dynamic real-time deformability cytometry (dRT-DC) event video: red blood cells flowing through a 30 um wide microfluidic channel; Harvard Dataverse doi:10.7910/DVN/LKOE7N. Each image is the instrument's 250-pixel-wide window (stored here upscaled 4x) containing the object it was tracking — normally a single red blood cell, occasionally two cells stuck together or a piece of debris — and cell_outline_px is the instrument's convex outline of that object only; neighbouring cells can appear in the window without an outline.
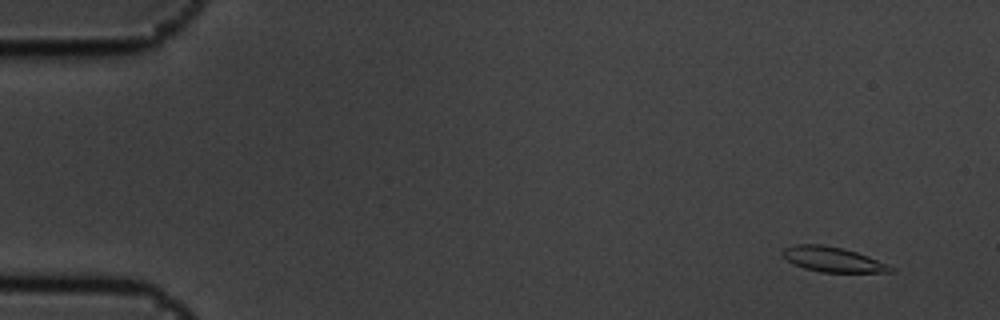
{"species": "common noctule bat (a hibernating species)", "species_latin": "Nyctalus noctula", "temperature_condition": "cold", "stored_images_in_passage": 7, "camera_frame_rate_fps": 3000, "um_per_image_px": 0.085, "animal": {"sex": "male", "body_mass_g": 19.5, "forearm_length_mm": 54.6}, "frame": {"image": 1, "passage_image": 2, "time_ms": 0.333, "image_size_px": [1000, 320], "cell_outline_px": [[896, 272], [820, 272], [804, 268], [792, 264], [780, 252], [784, 248], [796, 244], [824, 244], [844, 248], [868, 256], [888, 264], [896, 268]], "centroid_in_image_um": [70.8, 22.05], "position_along_channel_um": 14.2, "area_um2": 15.9}}
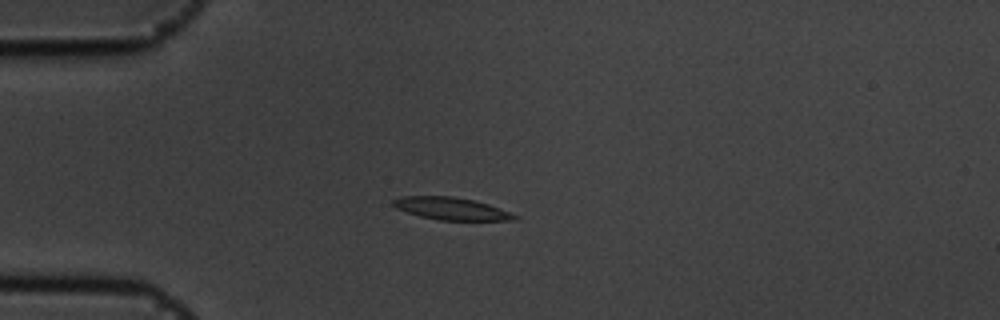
{"frame": {"image": 2, "passage_image": 5, "time_ms": 1.333, "image_size_px": [1000, 320], "cell_outline_px": [[520, 216], [516, 220], [440, 220], [420, 216], [396, 208], [392, 204], [392, 200], [400, 196], [452, 196], [476, 200], [500, 208]], "centroid_in_image_um": [38.38, 17.72], "position_along_channel_um": 46.6, "area_um2": 15.9}}
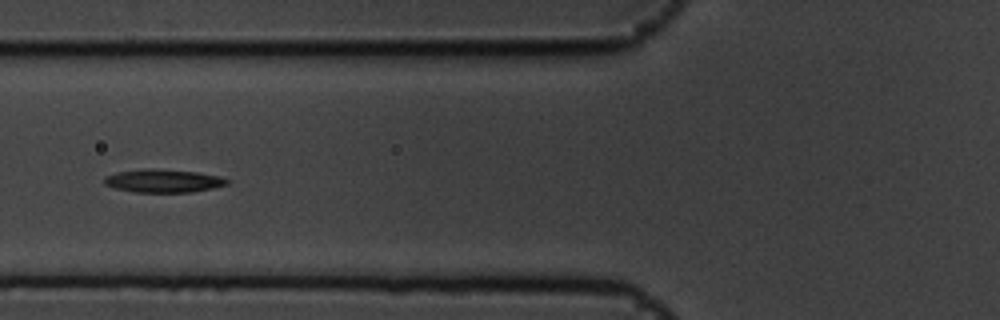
{"frame": {"image": 3, "passage_image": 7, "time_ms": 2.0, "image_size_px": [1000, 320], "cell_outline_px": [[228, 184], [212, 188], [192, 192], [136, 192], [116, 188], [104, 184], [104, 176], [116, 172], [144, 168], [156, 168], [196, 172], [220, 176], [228, 180]], "centroid_in_image_um": [13.85, 15.36], "position_along_channel_um": 111.9, "area_um2": 16.59}}